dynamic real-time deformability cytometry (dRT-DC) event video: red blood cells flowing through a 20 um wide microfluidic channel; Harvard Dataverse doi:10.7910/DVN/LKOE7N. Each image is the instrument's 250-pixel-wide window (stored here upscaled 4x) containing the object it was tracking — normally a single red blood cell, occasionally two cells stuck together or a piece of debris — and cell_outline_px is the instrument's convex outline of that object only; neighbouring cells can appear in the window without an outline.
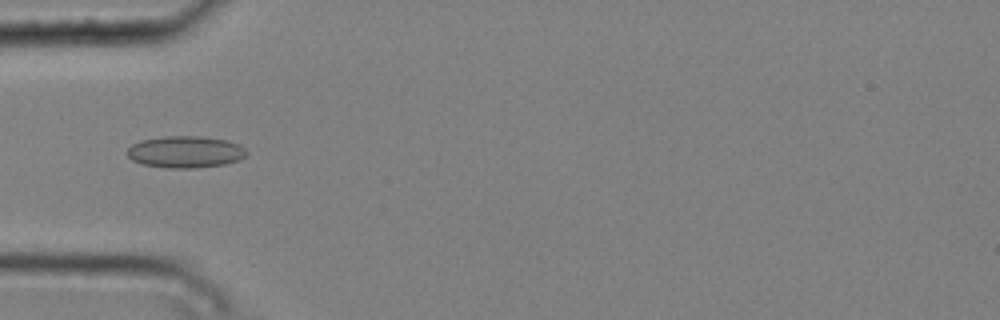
{"species": "common noctule bat (a hibernating species)", "species_latin": "Nyctalus noctula", "temperature_condition": "cold", "stored_images_in_passage": 3, "camera_frame_rate_fps": 3000, "um_per_image_px": 0.085, "animal": {"sex": "male", "body_mass_g": 20.4}, "frame": {"image": 1, "passage_image": 2, "time_ms": 0.333, "image_size_px": [1000, 320], "cell_outline_px": [[248, 152], [240, 160], [224, 164], [196, 168], [168, 168], [144, 164], [132, 160], [128, 156], [128, 148], [132, 144], [140, 140], [164, 136], [204, 136], [228, 140], [240, 144]], "centroid_in_image_um": [15.78, 12.9], "position_along_channel_um": 69.2, "area_um2": 22.25}}
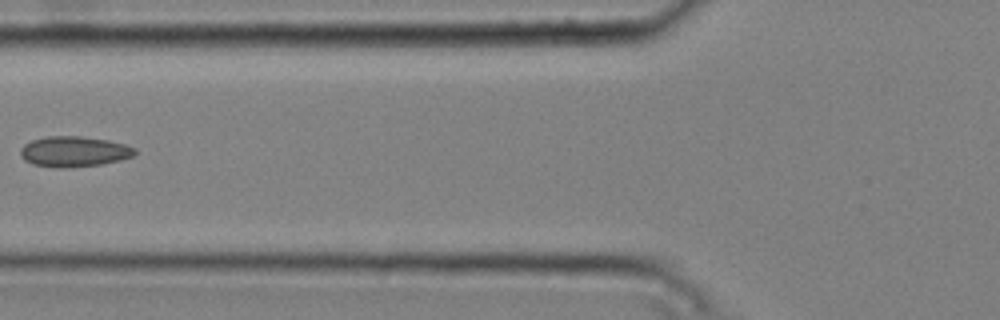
{"frame": {"image": 2, "passage_image": 3, "time_ms": 0.667, "image_size_px": [1000, 320], "cell_outline_px": [[136, 152], [132, 156], [120, 160], [100, 164], [68, 168], [60, 168], [32, 164], [24, 160], [20, 156], [20, 148], [24, 144], [32, 140], [48, 136], [80, 136], [108, 140], [124, 144], [136, 148]], "centroid_in_image_um": [6.26, 12.88], "position_along_channel_um": 119.5, "area_um2": 20.35}}